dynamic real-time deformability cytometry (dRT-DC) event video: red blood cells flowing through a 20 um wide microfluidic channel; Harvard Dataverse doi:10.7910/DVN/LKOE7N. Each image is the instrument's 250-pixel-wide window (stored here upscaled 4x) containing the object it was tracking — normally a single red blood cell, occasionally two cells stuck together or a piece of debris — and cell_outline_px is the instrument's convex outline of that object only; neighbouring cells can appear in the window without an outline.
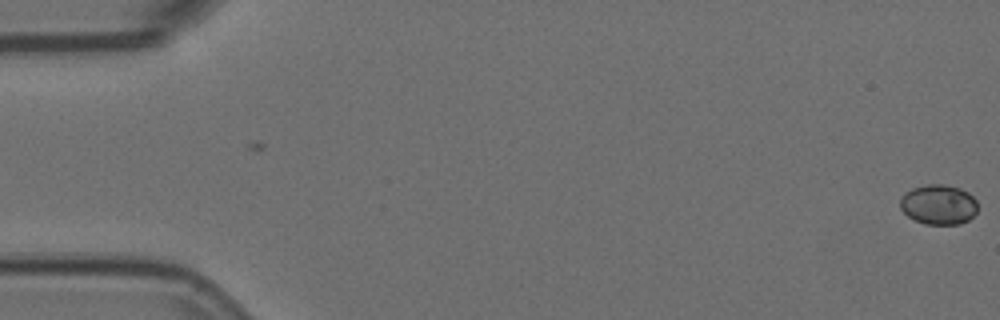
{"species": "Egyptian fruit bat (a non-hibernating species)", "species_latin": "Rousettus aegyptiacus", "temperature_condition": "room temperature", "stored_images_in_passage": 6, "camera_frame_rate_fps": 3000, "um_per_image_px": 0.085, "animal": {"sex": "female"}, "frame": {"image": 1, "passage_image": 1, "time_ms": 0.0, "image_size_px": [1000, 320], "cell_outline_px": [[976, 212], [968, 220], [960, 224], [924, 224], [908, 216], [900, 208], [900, 200], [904, 192], [912, 188], [928, 184], [944, 184], [960, 188], [968, 192], [976, 200]], "centroid_in_image_um": [79.76, 17.38], "position_along_channel_um": 5.2, "area_um2": 18.03}}
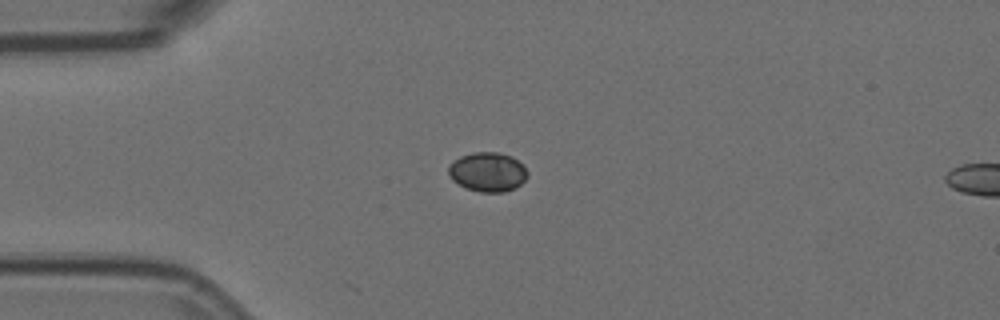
{"frame": {"image": 2, "passage_image": 5, "time_ms": 1.333, "image_size_px": [1000, 320], "cell_outline_px": [[528, 176], [516, 188], [504, 192], [480, 192], [468, 188], [452, 180], [448, 176], [448, 168], [460, 156], [472, 152], [500, 152], [512, 156], [524, 164], [528, 172]], "centroid_in_image_um": [41.49, 14.6], "position_along_channel_um": 43.5, "area_um2": 18.21}}